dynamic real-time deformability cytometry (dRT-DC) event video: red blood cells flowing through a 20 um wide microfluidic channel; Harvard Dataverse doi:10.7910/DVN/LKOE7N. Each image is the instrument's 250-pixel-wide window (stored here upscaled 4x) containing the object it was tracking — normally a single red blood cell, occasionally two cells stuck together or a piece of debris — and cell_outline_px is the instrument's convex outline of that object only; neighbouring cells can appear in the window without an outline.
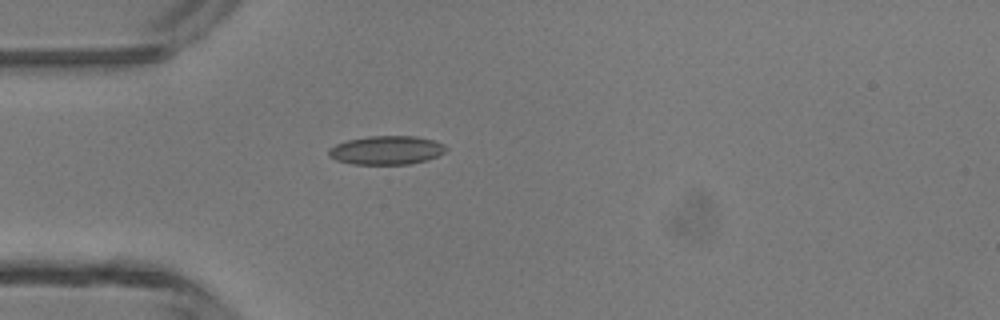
{"species": "common noctule bat (a hibernating species)", "species_latin": "Nyctalus noctula", "temperature_condition": "room temperature", "stored_images_in_passage": 4, "camera_frame_rate_fps": 3000, "um_per_image_px": 0.085, "animal": {"sex": "male", "body_mass_g": 13.3}, "frame": {"image": 1, "passage_image": 4, "time_ms": 4.333, "image_size_px": [1000, 320], "cell_outline_px": [[448, 148], [444, 152], [428, 160], [408, 164], [352, 164], [336, 160], [328, 156], [328, 148], [336, 144], [348, 140], [368, 136], [416, 136], [432, 140], [444, 144]], "centroid_in_image_um": [32.83, 12.77], "position_along_channel_um": 52.2, "area_um2": 19.65}}